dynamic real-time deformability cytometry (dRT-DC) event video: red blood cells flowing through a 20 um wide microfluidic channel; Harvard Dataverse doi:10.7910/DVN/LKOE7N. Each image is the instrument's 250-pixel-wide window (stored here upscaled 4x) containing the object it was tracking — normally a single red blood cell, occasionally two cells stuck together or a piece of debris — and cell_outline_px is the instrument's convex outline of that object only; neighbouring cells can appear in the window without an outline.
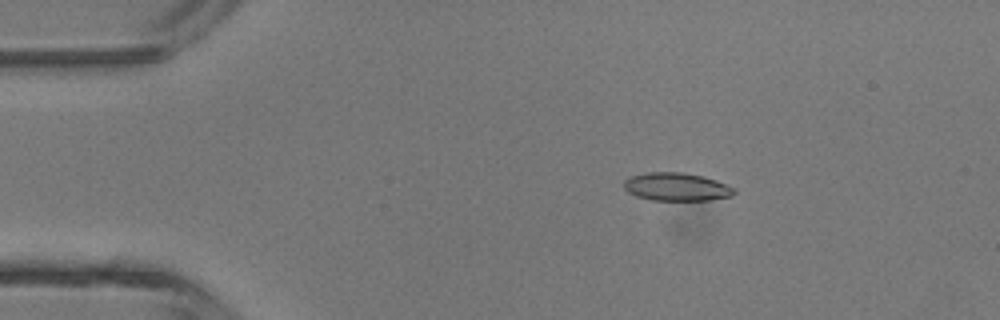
{"species": "common noctule bat (a hibernating species)", "species_latin": "Nyctalus noctula", "temperature_condition": "room temperature", "stored_images_in_passage": 3, "camera_frame_rate_fps": 3000, "um_per_image_px": 0.085, "animal": {"sex": "male", "body_mass_g": 13.3}, "frame": {"image": 1, "passage_image": 2, "time_ms": 0.333, "image_size_px": [1000, 320], "cell_outline_px": [[736, 192], [732, 196], [708, 200], [652, 200], [636, 196], [628, 192], [624, 188], [624, 180], [632, 176], [648, 172], [684, 172], [704, 176], [716, 180], [736, 188]], "centroid_in_image_um": [57.53, 15.88], "position_along_channel_um": 27.5, "area_um2": 18.15}}